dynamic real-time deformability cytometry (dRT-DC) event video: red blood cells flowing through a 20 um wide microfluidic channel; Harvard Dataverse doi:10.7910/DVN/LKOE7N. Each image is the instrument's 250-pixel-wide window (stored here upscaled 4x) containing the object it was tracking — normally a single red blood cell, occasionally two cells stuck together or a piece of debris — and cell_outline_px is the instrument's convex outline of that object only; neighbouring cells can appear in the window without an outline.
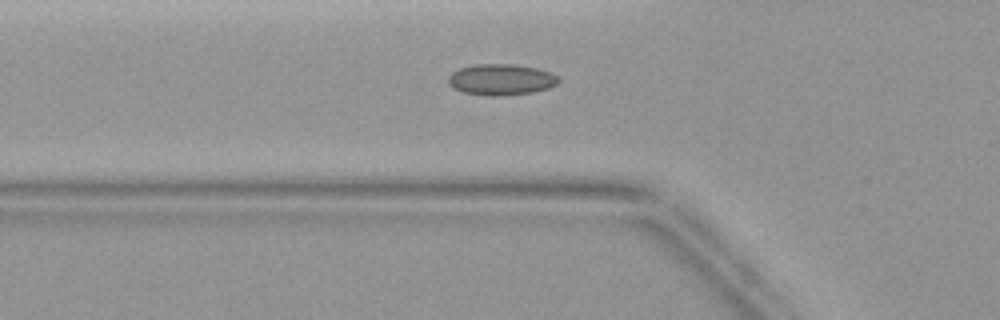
{"species": "common noctule bat (a hibernating species)", "species_latin": "Nyctalus noctula", "temperature_condition": "warm", "stored_images_in_passage": 45, "camera_frame_rate_fps": 3000, "um_per_image_px": 0.085, "animal": {"sex": "female", "body_mass_g": 19.9}, "frame": {"image": 1, "passage_image": 16, "time_ms": 5.0, "image_size_px": [1000, 320], "cell_outline_px": [[560, 80], [556, 84], [548, 88], [532, 92], [500, 96], [492, 96], [464, 92], [452, 88], [448, 84], [448, 76], [452, 72], [460, 68], [476, 64], [512, 64], [536, 68], [548, 72], [556, 76]], "centroid_in_image_um": [42.55, 6.76], "position_along_channel_um": 83.3, "area_um2": 19.83}}
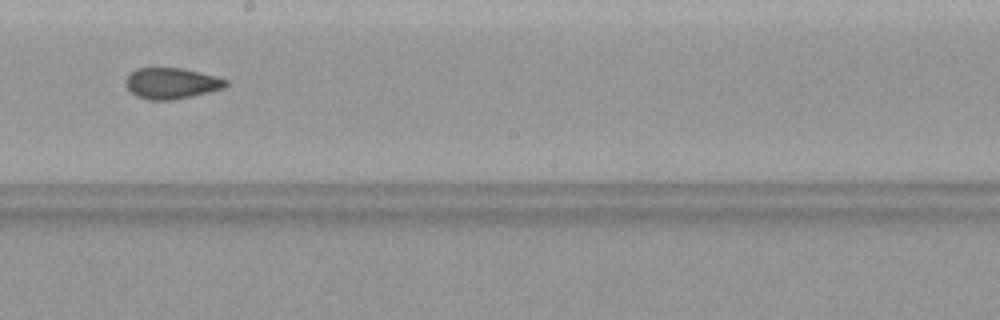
{"frame": {"image": 2, "passage_image": 26, "time_ms": 8.333, "image_size_px": [1000, 320], "cell_outline_px": [[228, 84], [224, 88], [192, 96], [172, 100], [148, 100], [136, 96], [124, 84], [124, 80], [136, 68], [180, 68], [216, 76], [228, 80]], "centroid_in_image_um": [14.56, 7.09], "position_along_channel_um": 233.6, "area_um2": 18.03}}
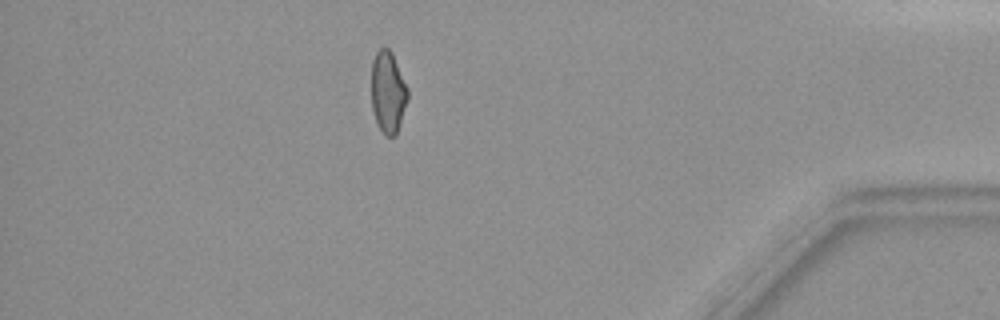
{"frame": {"image": 3, "passage_image": 40, "time_ms": 13.0, "image_size_px": [1000, 320], "cell_outline_px": [[408, 100], [396, 136], [384, 136], [376, 124], [372, 108], [372, 60], [376, 52], [380, 48], [388, 48], [392, 52], [408, 88]], "centroid_in_image_um": [32.98, 7.86], "position_along_channel_um": 402.2, "area_um2": 17.51}}